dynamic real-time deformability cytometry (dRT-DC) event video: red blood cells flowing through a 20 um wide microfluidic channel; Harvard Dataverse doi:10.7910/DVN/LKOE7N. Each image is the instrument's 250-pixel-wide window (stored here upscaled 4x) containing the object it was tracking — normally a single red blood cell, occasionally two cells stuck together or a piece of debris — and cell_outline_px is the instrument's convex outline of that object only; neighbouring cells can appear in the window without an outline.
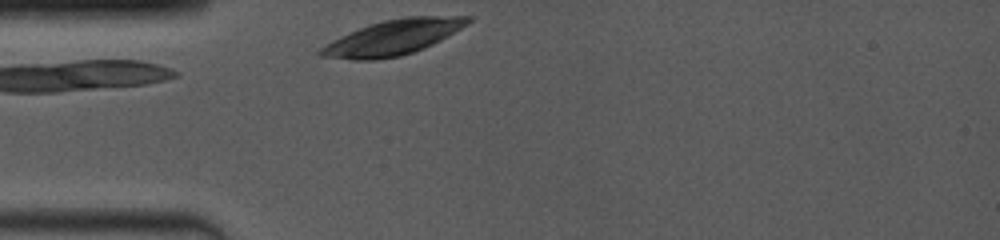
{"species": "common noctule bat (a hibernating species)", "species_latin": "Nyctalus noctula", "temperature_condition": "room temperature", "stored_images_in_passage": 40, "camera_frame_rate_fps": 4000, "um_per_image_px": 0.085, "animal": {"sex": "female", "body_mass_g": 19.0, "forearm_length_mm": 53.3}, "frame": {"image": 1, "passage_image": 1, "time_ms": 0.0, "image_size_px": [1000, 240], "cell_outline_px": [[472, 20], [468, 24], [448, 36], [424, 48], [400, 56], [376, 60], [352, 60], [320, 56], [316, 52], [320, 48], [332, 40], [340, 36], [360, 28], [384, 20], [408, 16], [472, 16]], "centroid_in_image_um": [33.4, 3.19], "position_along_channel_um": 51.6, "area_um2": 29.94}}
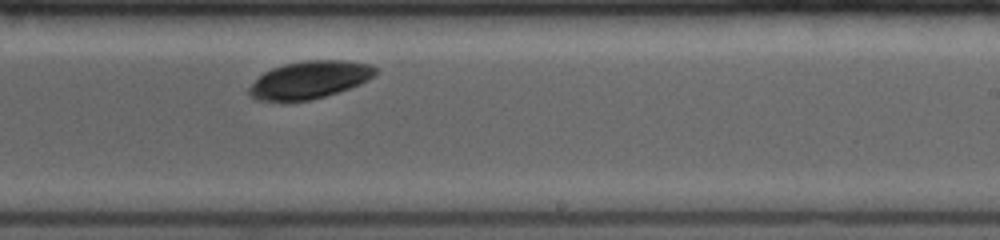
{"frame": {"image": 2, "passage_image": 24, "time_ms": 5.75, "image_size_px": [1000, 240], "cell_outline_px": [[376, 76], [360, 84], [312, 100], [256, 100], [248, 96], [248, 88], [264, 72], [272, 68], [284, 64], [304, 60], [348, 60], [372, 64], [376, 68]], "centroid_in_image_um": [26.34, 6.76], "position_along_channel_um": 262.7, "area_um2": 27.57}}
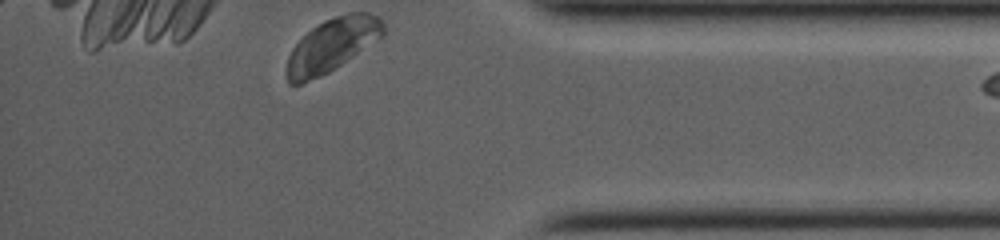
{"frame": {"image": 3, "passage_image": 40, "time_ms": 9.75, "image_size_px": [1000, 240], "cell_outline_px": [[384, 36], [380, 40], [336, 68], [320, 76], [300, 84], [288, 84], [284, 72], [288, 56], [292, 48], [312, 28], [324, 20], [348, 12], [368, 12], [376, 16], [384, 24]], "centroid_in_image_um": [28.23, 3.85], "position_along_channel_um": 407.0, "area_um2": 30.29}, "authors_computed_cell_mechanics": {"area_um2": 29.0734, "velocity_mm_per_s": 3.8492, "shape_relaxation_time_tau1_ms": 3.1126, "shape_relaxation_time_tau2_ms": null, "deformation_change_tau1": 0.1786, "deformation_change_tau2": null}}